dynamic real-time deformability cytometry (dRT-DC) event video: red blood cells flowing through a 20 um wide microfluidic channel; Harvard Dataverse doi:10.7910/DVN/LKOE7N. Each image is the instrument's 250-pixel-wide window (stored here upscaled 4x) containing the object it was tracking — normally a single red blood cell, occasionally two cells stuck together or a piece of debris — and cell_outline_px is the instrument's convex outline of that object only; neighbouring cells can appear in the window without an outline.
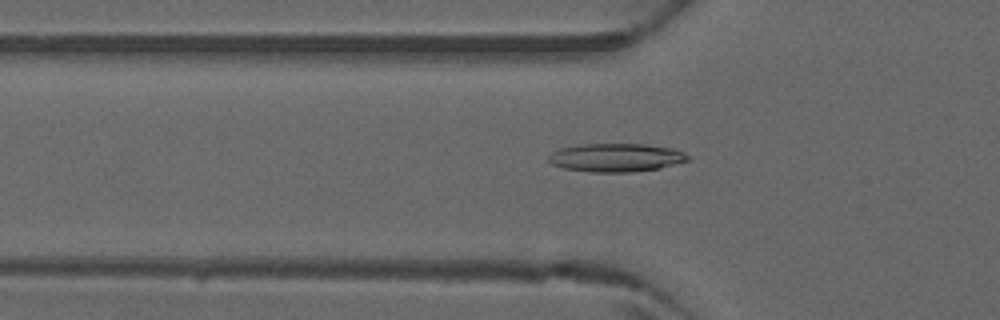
{"species": "common noctule bat (a hibernating species)", "species_latin": "Nyctalus noctula", "temperature_condition": "warm", "stored_images_in_passage": 46, "camera_frame_rate_fps": 3000, "um_per_image_px": 0.085, "animal": {"sex": "male", "forearm_length_mm": 52.5}, "frame": {"image": 1, "passage_image": 16, "time_ms": 5.0, "image_size_px": [1000, 320], "cell_outline_px": [[688, 160], [660, 168], [632, 172], [592, 172], [564, 168], [552, 164], [548, 160], [548, 156], [552, 152], [560, 148], [580, 144], [644, 144], [672, 148], [684, 152], [688, 156]], "centroid_in_image_um": [52.34, 13.39], "position_along_channel_um": 73.5, "area_um2": 22.95}}
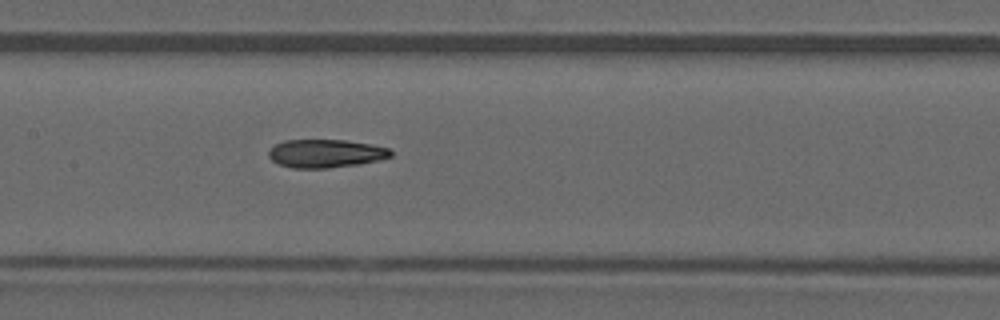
{"frame": {"image": 2, "passage_image": 23, "time_ms": 7.333, "image_size_px": [1000, 320], "cell_outline_px": [[392, 156], [376, 160], [356, 164], [328, 168], [292, 168], [280, 164], [272, 160], [268, 156], [268, 152], [276, 144], [284, 140], [344, 140], [368, 144], [388, 148], [392, 152]], "centroid_in_image_um": [27.64, 13.04], "position_along_channel_um": 179.8, "area_um2": 19.77}}
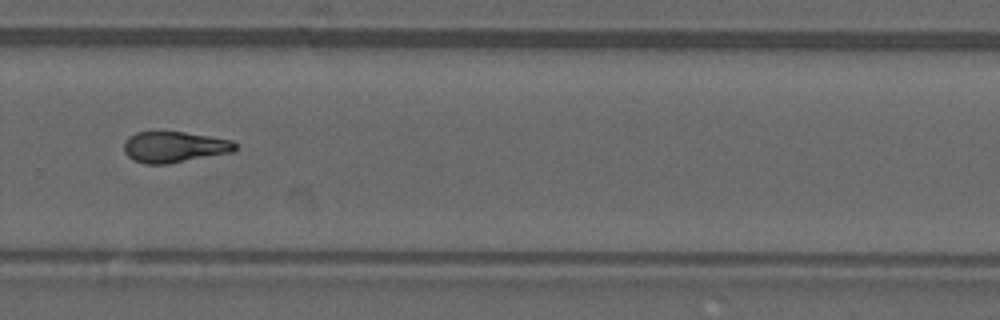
{"frame": {"image": 3, "passage_image": 32, "time_ms": 10.333, "image_size_px": [1000, 320], "cell_outline_px": [[240, 148], [236, 152], [164, 164], [144, 164], [132, 160], [124, 152], [124, 140], [128, 136], [136, 132], [184, 132], [232, 140]], "centroid_in_image_um": [14.83, 12.5], "position_along_channel_um": 315.0, "area_um2": 20.29}}